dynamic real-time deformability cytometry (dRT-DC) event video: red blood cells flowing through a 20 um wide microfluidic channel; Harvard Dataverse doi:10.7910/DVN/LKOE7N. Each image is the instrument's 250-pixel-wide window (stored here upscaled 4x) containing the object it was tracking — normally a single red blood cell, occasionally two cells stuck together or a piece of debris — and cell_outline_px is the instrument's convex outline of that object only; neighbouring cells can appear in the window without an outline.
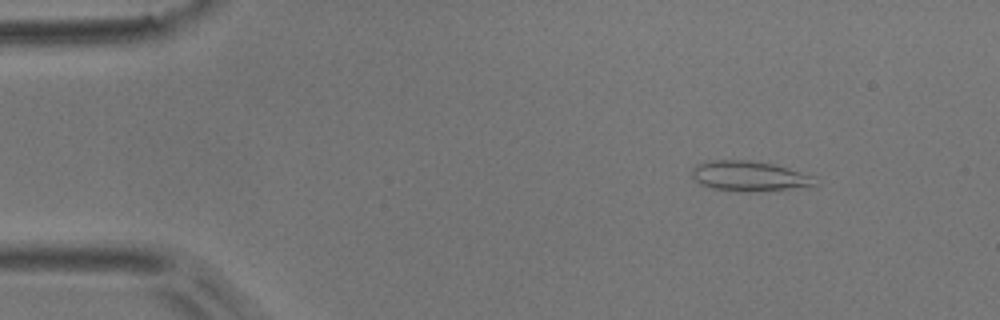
{"species": "common noctule bat (a hibernating species)", "species_latin": "Nyctalus noctula", "temperature_condition": "room temperature", "stored_images_in_passage": 6, "camera_frame_rate_fps": 3000, "um_per_image_px": 0.085, "animal": {"sex": "male", "body_mass_g": 17.9}, "frame": {"image": 1, "passage_image": 1, "time_ms": 0.0, "image_size_px": [1000, 320], "cell_outline_px": [[820, 184], [808, 188], [756, 192], [740, 192], [712, 188], [700, 184], [692, 176], [692, 168], [696, 164], [708, 160], [748, 160], [776, 164], [812, 176]], "centroid_in_image_um": [63.74, 14.99], "position_along_channel_um": 21.3, "area_um2": 22.2}}
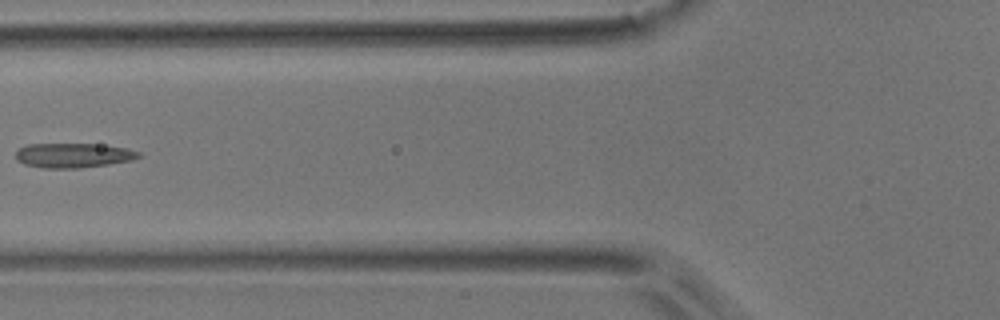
{"frame": {"image": 2, "passage_image": 5, "time_ms": 1.333, "image_size_px": [1000, 320], "cell_outline_px": [[144, 156], [132, 160], [108, 164], [80, 168], [44, 168], [24, 164], [16, 160], [16, 152], [20, 148], [28, 144], [96, 144], [128, 148], [140, 152]], "centroid_in_image_um": [6.26, 13.21], "position_along_channel_um": 119.5, "area_um2": 17.69}}
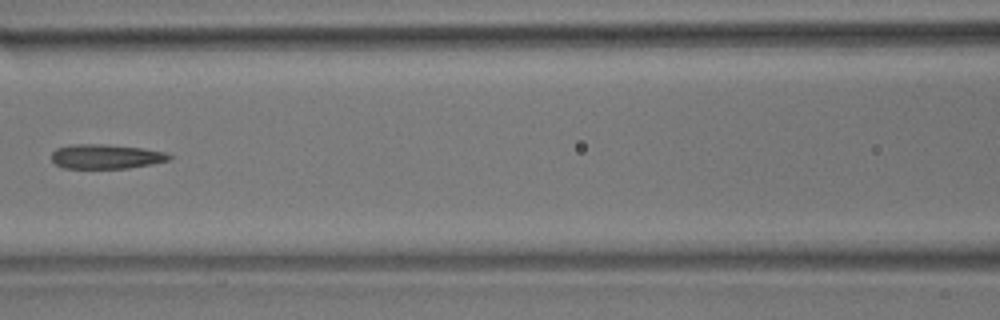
{"frame": {"image": 3, "passage_image": 6, "time_ms": 1.667, "image_size_px": [1000, 320], "cell_outline_px": [[172, 156], [168, 160], [152, 164], [128, 168], [64, 168], [56, 164], [52, 160], [52, 152], [56, 148], [72, 144], [104, 144], [140, 148], [164, 152]], "centroid_in_image_um": [8.97, 13.3], "position_along_channel_um": 157.6, "area_um2": 16.65}}